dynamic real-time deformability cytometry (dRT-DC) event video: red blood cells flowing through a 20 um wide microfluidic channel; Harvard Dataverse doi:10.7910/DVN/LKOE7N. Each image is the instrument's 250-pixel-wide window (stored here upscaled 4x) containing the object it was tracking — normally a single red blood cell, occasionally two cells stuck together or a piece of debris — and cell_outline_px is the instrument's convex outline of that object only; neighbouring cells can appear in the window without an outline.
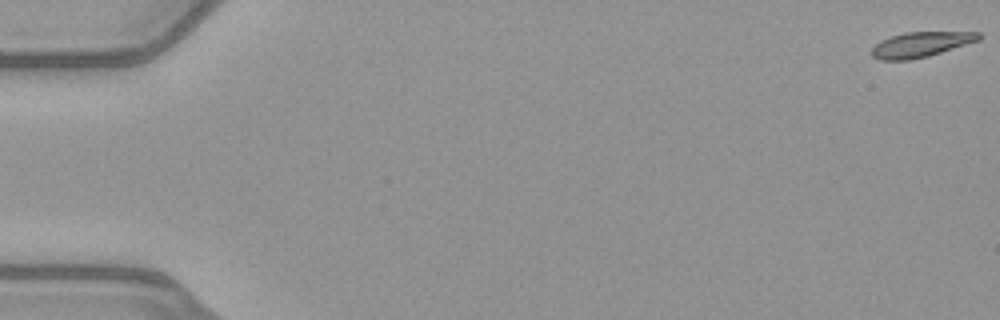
{"species": "common noctule bat (a hibernating species)", "species_latin": "Nyctalus noctula", "temperature_condition": "warm", "stored_images_in_passage": 53, "camera_frame_rate_fps": 3000, "um_per_image_px": 0.085, "animal": {"sex": "female", "body_mass_g": 21.9}, "frame": {"image": 1, "passage_image": 1, "time_ms": 0.0, "image_size_px": [1000, 320], "cell_outline_px": [[980, 40], [928, 56], [908, 60], [880, 60], [872, 56], [872, 48], [880, 40], [904, 32], [980, 32]], "centroid_in_image_um": [78.25, 3.78], "position_along_channel_um": 6.7, "area_um2": 15.55}}
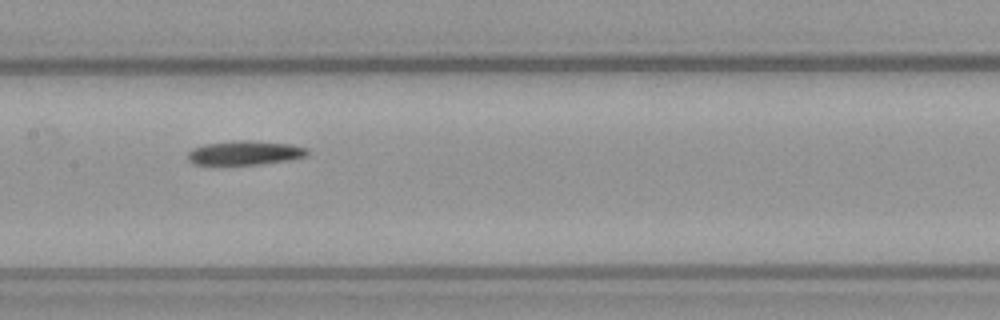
{"frame": {"image": 2, "passage_image": 27, "time_ms": 8.667, "image_size_px": [1000, 320], "cell_outline_px": [[308, 156], [288, 160], [260, 164], [192, 164], [188, 160], [188, 152], [192, 148], [204, 144], [236, 140], [248, 140], [292, 144], [308, 148]], "centroid_in_image_um": [20.83, 12.98], "position_along_channel_um": 186.6, "area_um2": 16.88}}
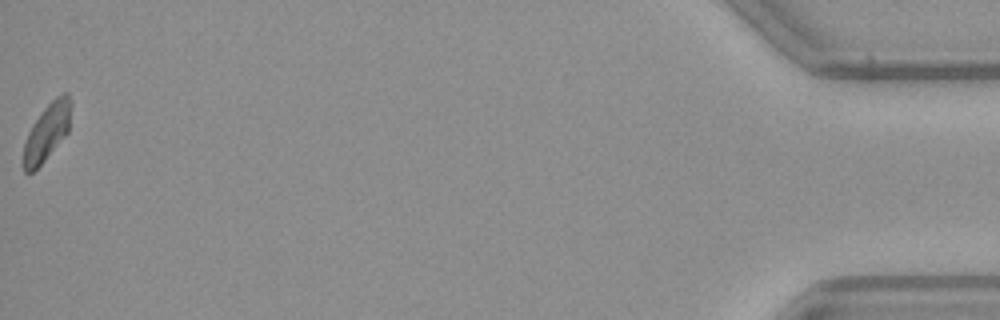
{"frame": {"image": 3, "passage_image": 53, "time_ms": 17.333, "image_size_px": [1000, 320], "cell_outline_px": [[72, 104], [68, 132], [44, 160], [32, 172], [24, 172], [24, 144], [28, 132], [32, 124], [40, 112], [56, 96], [64, 92], [68, 92]], "centroid_in_image_um": [4.01, 11.15], "position_along_channel_um": 431.2, "area_um2": 15.61}, "authors_computed_cell_mechanics": {"area_um2": 16.762, "velocity_mm_per_s": 3.9976, "shape_relaxation_time_tau1_ms": 3.7797, "shape_relaxation_time_tau2_ms": null, "deformation_change_tau1": 0.1364, "deformation_change_tau2": null}}